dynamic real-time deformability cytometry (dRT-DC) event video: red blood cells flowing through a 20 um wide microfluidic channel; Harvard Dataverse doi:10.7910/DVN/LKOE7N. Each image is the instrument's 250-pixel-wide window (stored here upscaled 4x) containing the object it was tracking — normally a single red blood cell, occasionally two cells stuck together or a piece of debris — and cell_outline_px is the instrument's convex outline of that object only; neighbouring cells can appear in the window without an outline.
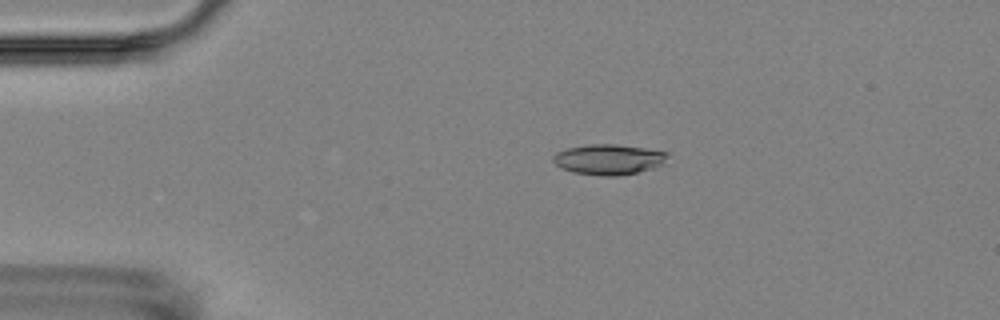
{"species": "Egyptian fruit bat (a non-hibernating species)", "species_latin": "Rousettus aegyptiacus", "temperature_condition": "room temperature", "stored_images_in_passage": 4, "camera_frame_rate_fps": 3000, "um_per_image_px": 0.085, "animal": {"sex": "female"}, "frame": {"image": 1, "passage_image": 3, "time_ms": 3.333, "image_size_px": [1000, 320], "cell_outline_px": [[668, 156], [664, 164], [652, 168], [636, 172], [616, 176], [604, 176], [572, 172], [560, 168], [552, 160], [552, 156], [556, 152], [568, 148], [588, 144], [616, 144], [644, 148], [668, 152]], "centroid_in_image_um": [51.72, 13.55], "position_along_channel_um": 33.3, "area_um2": 20.29}}